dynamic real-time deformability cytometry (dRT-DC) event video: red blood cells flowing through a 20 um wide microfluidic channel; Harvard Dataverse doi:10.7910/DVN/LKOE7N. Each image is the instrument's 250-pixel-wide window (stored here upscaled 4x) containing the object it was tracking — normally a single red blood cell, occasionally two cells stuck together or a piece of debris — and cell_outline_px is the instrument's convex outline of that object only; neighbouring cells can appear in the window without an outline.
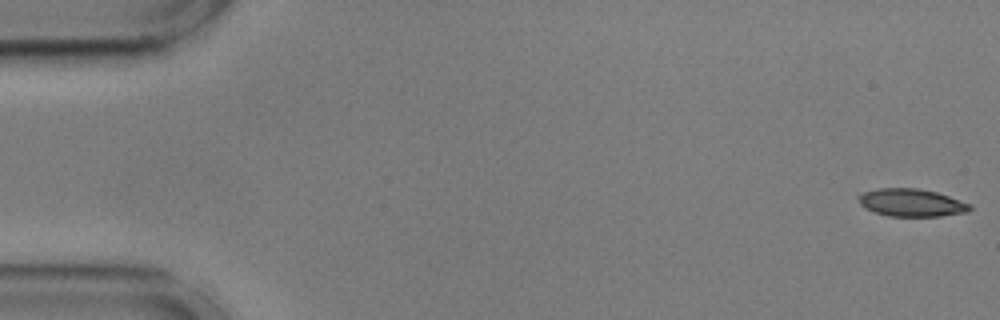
{"species": "common noctule bat (a hibernating species)", "species_latin": "Nyctalus noctula", "temperature_condition": "cold", "stored_images_in_passage": 54, "camera_frame_rate_fps": 3000, "um_per_image_px": 0.085, "animal": {"sex": "male", "body_mass_g": 17.9, "forearm_length_mm": 54.2}, "frame": {"image": 1, "passage_image": 1, "time_ms": 0.0, "image_size_px": [1000, 320], "cell_outline_px": [[972, 208], [968, 212], [940, 216], [888, 216], [864, 208], [860, 204], [856, 196], [864, 192], [880, 188], [916, 188], [936, 192], [972, 204]], "centroid_in_image_um": [77.47, 17.23], "position_along_channel_um": 7.5, "area_um2": 17.98}}
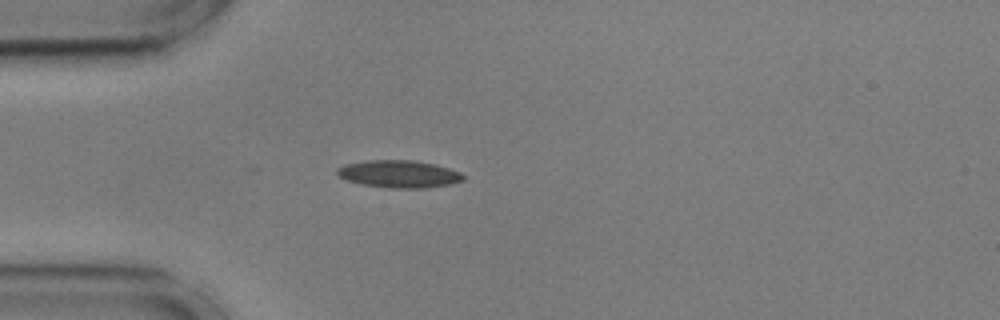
{"frame": {"image": 2, "passage_image": 15, "time_ms": 4.667, "image_size_px": [1000, 320], "cell_outline_px": [[464, 180], [448, 184], [424, 188], [388, 188], [360, 184], [348, 180], [340, 176], [336, 172], [336, 168], [344, 164], [368, 160], [416, 160], [448, 168], [460, 172], [464, 176]], "centroid_in_image_um": [33.88, 14.78], "position_along_channel_um": 51.1, "area_um2": 20.06}}
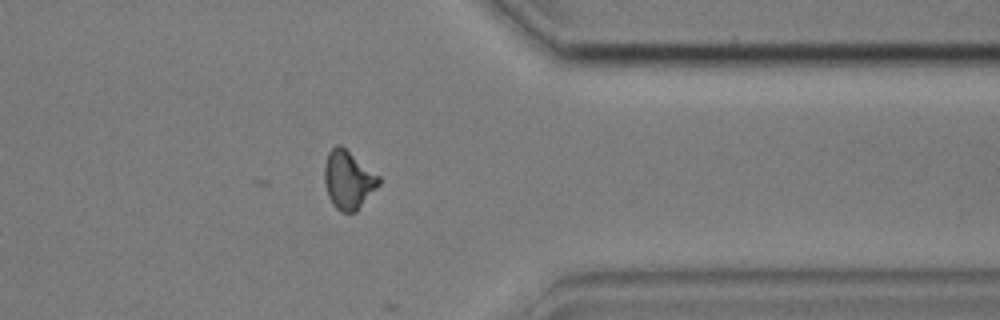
{"frame": {"image": 3, "passage_image": 44, "time_ms": 14.333, "image_size_px": [1000, 320], "cell_outline_px": [[380, 184], [356, 212], [340, 212], [332, 204], [328, 196], [324, 180], [324, 164], [328, 152], [336, 144], [340, 144], [380, 176]], "centroid_in_image_um": [29.6, 15.29], "position_along_channel_um": 381.8, "area_um2": 18.55}, "authors_computed_cell_mechanics": {"area_um2": 18.1492, "velocity_mm_per_s": 3.6143, "shape_relaxation_time_tau1_ms": null, "shape_relaxation_time_tau2_ms": 4.7675, "deformation_change_tau1": null, "deformation_change_tau2": 0.1113}}